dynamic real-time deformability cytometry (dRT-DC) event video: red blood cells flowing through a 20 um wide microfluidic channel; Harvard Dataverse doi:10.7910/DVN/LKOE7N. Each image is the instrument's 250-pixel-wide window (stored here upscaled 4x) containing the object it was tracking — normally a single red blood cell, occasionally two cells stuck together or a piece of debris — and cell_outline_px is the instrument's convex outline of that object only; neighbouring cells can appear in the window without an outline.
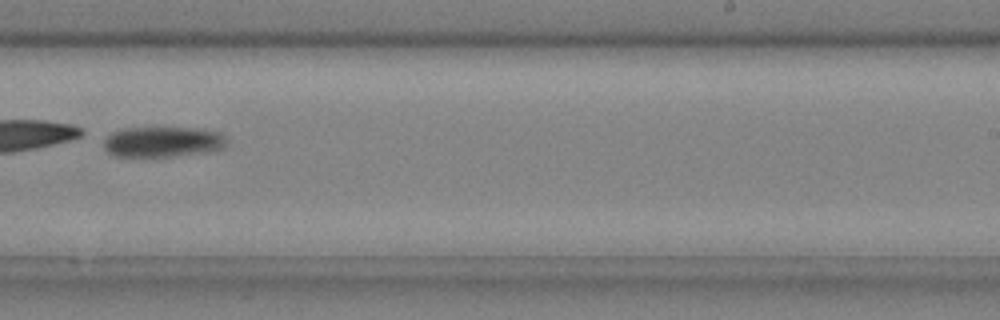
{"species": "common noctule bat (a hibernating species)", "species_latin": "Nyctalus noctula", "temperature_condition": "cold", "stored_images_in_passage": 41, "camera_frame_rate_fps": 3000, "um_per_image_px": 0.085, "animal": {"sex": "male", "body_mass_g": 20.4}, "frame": {"image": 1, "passage_image": 30, "time_ms": 9.667, "image_size_px": [1000, 320], "cell_outline_px": [[228, 144], [224, 148], [212, 152], [168, 156], [112, 156], [104, 148], [104, 140], [112, 132], [120, 128], [196, 128], [220, 132], [228, 140]], "centroid_in_image_um": [13.87, 12.05], "position_along_channel_um": 275.1, "area_um2": 22.02}}